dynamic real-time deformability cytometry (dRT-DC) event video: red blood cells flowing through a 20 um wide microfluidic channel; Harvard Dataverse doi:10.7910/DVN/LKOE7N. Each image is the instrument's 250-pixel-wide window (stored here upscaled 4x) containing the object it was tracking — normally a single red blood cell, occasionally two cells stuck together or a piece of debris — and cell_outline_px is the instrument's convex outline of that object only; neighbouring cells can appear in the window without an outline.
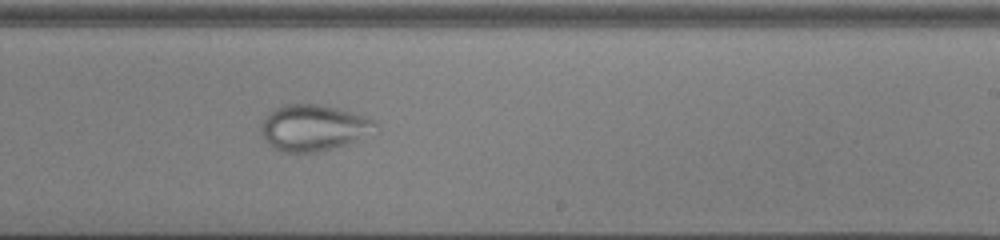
{"species": "common noctule bat (a hibernating species)", "species_latin": "Nyctalus noctula", "temperature_condition": "cold", "stored_images_in_passage": 18, "camera_frame_rate_fps": 3000, "um_per_image_px": 0.085, "animal": {"sex": "male", "body_mass_g": 13.0, "forearm_length_mm": 53.1}, "frame": {"image": 1, "passage_image": 17, "time_ms": 5.333, "image_size_px": [1000, 240], "cell_outline_px": [[376, 124], [348, 144], [316, 152], [280, 152], [268, 144], [260, 136], [260, 128], [268, 112], [284, 104], [320, 104], [368, 116]], "centroid_in_image_um": [26.51, 10.85], "position_along_channel_um": 262.5, "area_um2": 30.23}}